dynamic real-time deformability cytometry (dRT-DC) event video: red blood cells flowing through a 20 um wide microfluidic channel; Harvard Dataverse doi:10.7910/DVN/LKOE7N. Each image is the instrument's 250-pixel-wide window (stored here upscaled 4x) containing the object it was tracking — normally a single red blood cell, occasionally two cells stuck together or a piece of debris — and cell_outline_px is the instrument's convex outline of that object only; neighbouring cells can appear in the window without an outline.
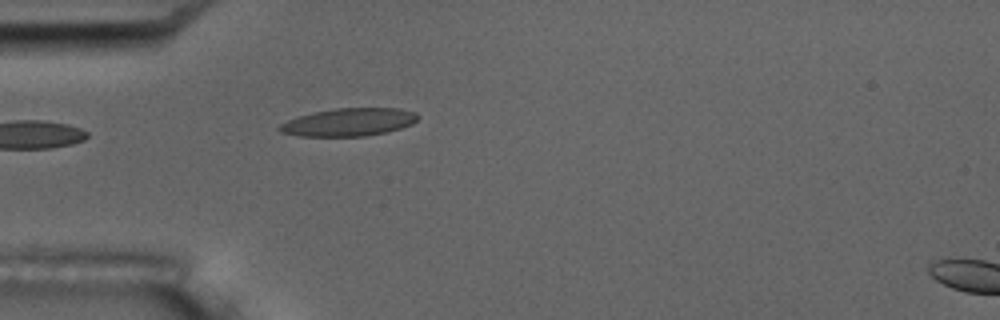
{"species": "common noctule bat (a hibernating species)", "species_latin": "Nyctalus noctula", "temperature_condition": "room temperature", "stored_images_in_passage": 6, "camera_frame_rate_fps": 3000, "um_per_image_px": 0.085, "animal": {"sex": "male", "body_mass_g": 17.5, "forearm_length_mm": 52.3}, "frame": {"image": 1, "passage_image": 5, "time_ms": 1.333, "image_size_px": [1000, 320], "cell_outline_px": [[420, 116], [412, 124], [400, 128], [384, 132], [364, 136], [300, 136], [280, 132], [276, 128], [280, 124], [288, 120], [312, 112], [336, 108], [400, 108], [416, 112]], "centroid_in_image_um": [29.65, 10.37], "position_along_channel_um": 55.4, "area_um2": 22.43}}